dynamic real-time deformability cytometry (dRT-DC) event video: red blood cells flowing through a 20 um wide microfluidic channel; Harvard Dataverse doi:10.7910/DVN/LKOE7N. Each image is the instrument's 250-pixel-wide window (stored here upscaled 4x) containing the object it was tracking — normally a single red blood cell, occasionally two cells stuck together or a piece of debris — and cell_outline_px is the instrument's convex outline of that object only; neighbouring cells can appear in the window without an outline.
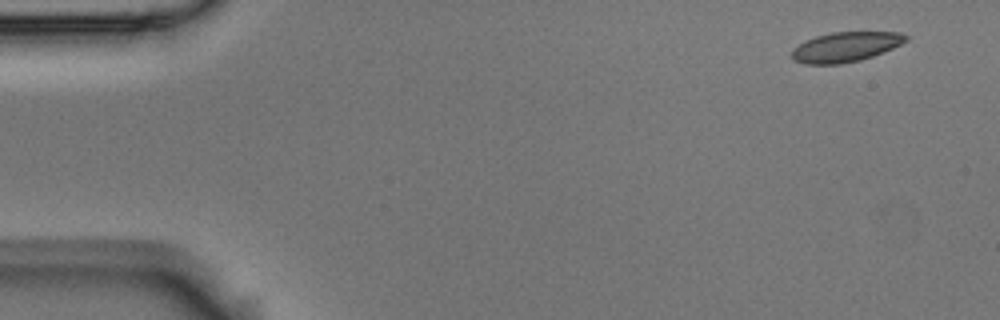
{"species": "Egyptian fruit bat (a non-hibernating species)", "species_latin": "Rousettus aegyptiacus", "temperature_condition": "room temperature", "stored_images_in_passage": 49, "camera_frame_rate_fps": 3000, "um_per_image_px": 0.085, "animal": {"sex": "male"}, "frame": {"image": 1, "passage_image": 1, "time_ms": 0.0, "image_size_px": [1000, 320], "cell_outline_px": [[908, 40], [884, 52], [860, 60], [840, 64], [804, 64], [792, 60], [792, 48], [804, 40], [816, 36], [832, 32], [900, 32], [908, 36]], "centroid_in_image_um": [71.84, 3.99], "position_along_channel_um": 13.2, "area_um2": 19.94}}
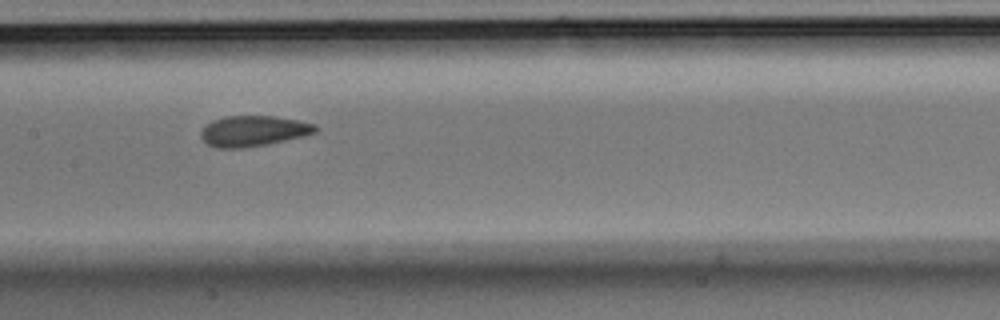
{"frame": {"image": 2, "passage_image": 24, "time_ms": 7.667, "image_size_px": [1000, 320], "cell_outline_px": [[316, 132], [304, 136], [268, 144], [244, 148], [216, 148], [208, 144], [200, 136], [200, 132], [212, 120], [224, 116], [276, 116], [316, 124]], "centroid_in_image_um": [21.53, 11.14], "position_along_channel_um": 185.9, "area_um2": 20.4}}
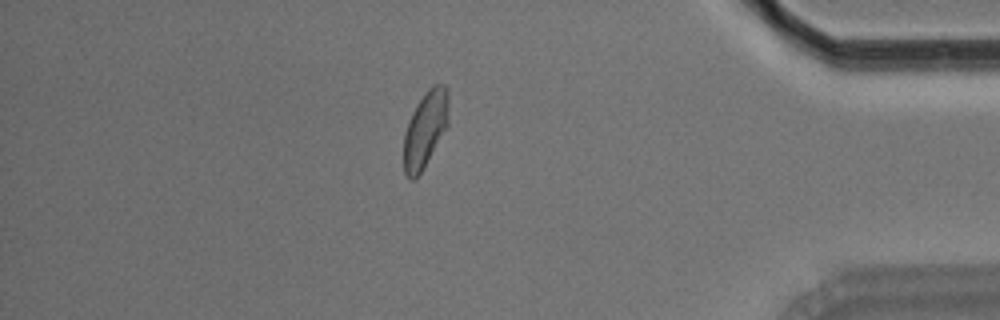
{"frame": {"image": 3, "passage_image": 44, "time_ms": 14.333, "image_size_px": [1000, 320], "cell_outline_px": [[448, 124], [420, 172], [412, 180], [408, 180], [404, 172], [404, 132], [408, 120], [416, 104], [428, 88], [432, 84], [444, 84], [448, 88]], "centroid_in_image_um": [36.13, 10.93], "position_along_channel_um": 399.1, "area_um2": 19.71}}